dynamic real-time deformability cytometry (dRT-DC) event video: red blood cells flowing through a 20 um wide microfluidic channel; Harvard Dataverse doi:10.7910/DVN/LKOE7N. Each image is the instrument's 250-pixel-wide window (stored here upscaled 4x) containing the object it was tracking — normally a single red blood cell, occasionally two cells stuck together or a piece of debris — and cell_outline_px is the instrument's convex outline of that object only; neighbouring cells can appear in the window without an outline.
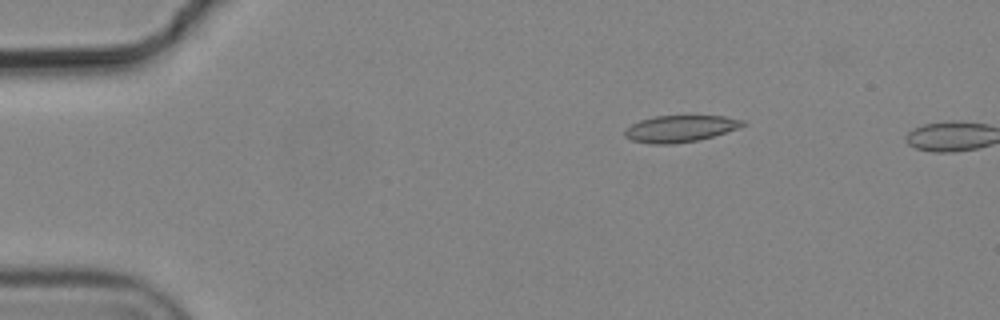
{"species": "common noctule bat (a hibernating species)", "species_latin": "Nyctalus noctula", "temperature_condition": "cold", "stored_images_in_passage": 4, "camera_frame_rate_fps": 3000, "um_per_image_px": 0.085, "animal": {"sex": "male", "body_mass_g": 19.2, "forearm_length_mm": 51.8}, "frame": {"image": 1, "passage_image": 3, "time_ms": 0.667, "image_size_px": [1000, 320], "cell_outline_px": [[748, 124], [712, 136], [696, 140], [676, 144], [652, 144], [632, 140], [624, 136], [624, 132], [632, 124], [640, 120], [656, 116], [724, 116], [744, 120]], "centroid_in_image_um": [57.8, 10.93], "position_along_channel_um": 27.2, "area_um2": 18.09}}